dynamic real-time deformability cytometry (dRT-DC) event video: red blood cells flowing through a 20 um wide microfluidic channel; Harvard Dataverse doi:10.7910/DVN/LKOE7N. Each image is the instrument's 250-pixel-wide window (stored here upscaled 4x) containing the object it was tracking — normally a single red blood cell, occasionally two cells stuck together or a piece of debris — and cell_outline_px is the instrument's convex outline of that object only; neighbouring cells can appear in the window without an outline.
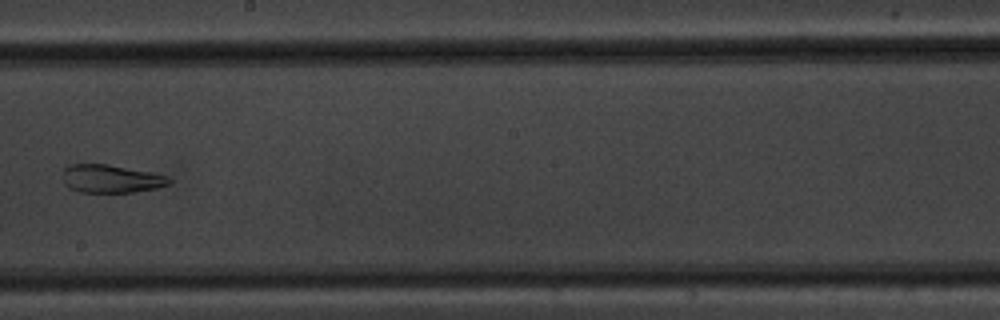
{"species": "common noctule bat (a hibernating species)", "species_latin": "Nyctalus noctula", "temperature_condition": "warm", "stored_images_in_passage": 9, "camera_frame_rate_fps": 3000, "um_per_image_px": 0.085, "animal": {"sex": "male", "body_mass_g": 20.1, "forearm_length_mm": 53.5}, "frame": {"image": 1, "passage_image": 8, "time_ms": 8.333, "image_size_px": [1000, 320], "cell_outline_px": [[172, 184], [156, 188], [136, 192], [80, 192], [68, 188], [64, 184], [64, 168], [68, 164], [108, 164], [152, 172], [168, 176], [172, 180]], "centroid_in_image_um": [9.47, 15.19], "position_along_channel_um": 238.7, "area_um2": 17.63}}
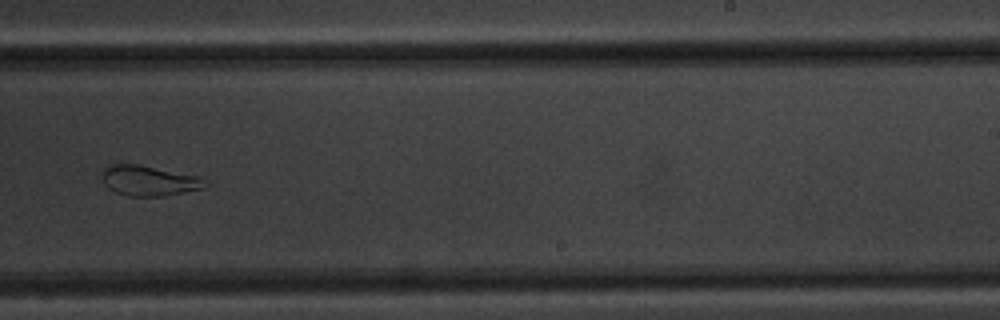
{"frame": {"image": 2, "passage_image": 9, "time_ms": 9.333, "image_size_px": [1000, 320], "cell_outline_px": [[208, 184], [204, 188], [164, 196], [128, 196], [116, 192], [108, 188], [104, 184], [104, 168], [108, 164], [136, 164], [200, 176]], "centroid_in_image_um": [12.68, 15.36], "position_along_channel_um": 276.3, "area_um2": 18.03}}